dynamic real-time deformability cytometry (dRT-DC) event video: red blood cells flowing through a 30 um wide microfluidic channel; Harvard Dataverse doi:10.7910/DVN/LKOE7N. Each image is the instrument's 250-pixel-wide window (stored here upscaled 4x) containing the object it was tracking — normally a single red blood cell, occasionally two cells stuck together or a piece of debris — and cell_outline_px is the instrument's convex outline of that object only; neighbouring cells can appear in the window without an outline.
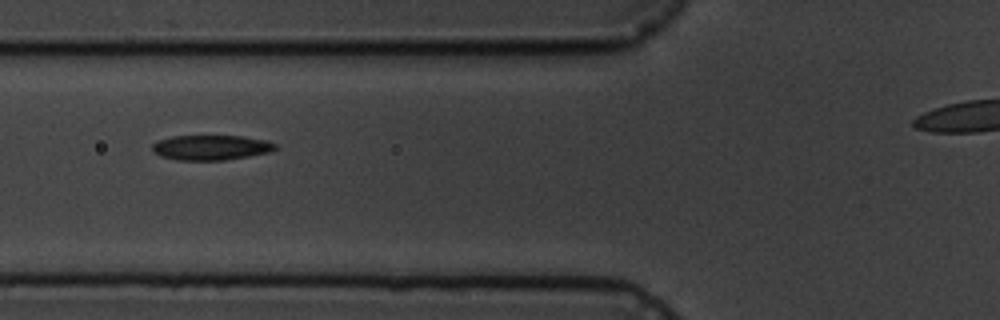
{"species": "common noctule bat (a hibernating species)", "species_latin": "Nyctalus noctula", "temperature_condition": "cold", "stored_images_in_passage": 4, "camera_frame_rate_fps": 3000, "um_per_image_px": 0.085, "animal": {"sex": "male", "body_mass_g": 19.5, "forearm_length_mm": 54.6}, "frame": {"image": 1, "passage_image": 2, "time_ms": 1.333, "image_size_px": [1000, 320], "cell_outline_px": [[276, 148], [268, 152], [248, 156], [224, 160], [176, 160], [160, 156], [152, 152], [152, 144], [156, 140], [172, 136], [244, 136], [268, 140], [276, 144]], "centroid_in_image_um": [17.89, 12.53], "position_along_channel_um": 107.9, "area_um2": 18.03}}
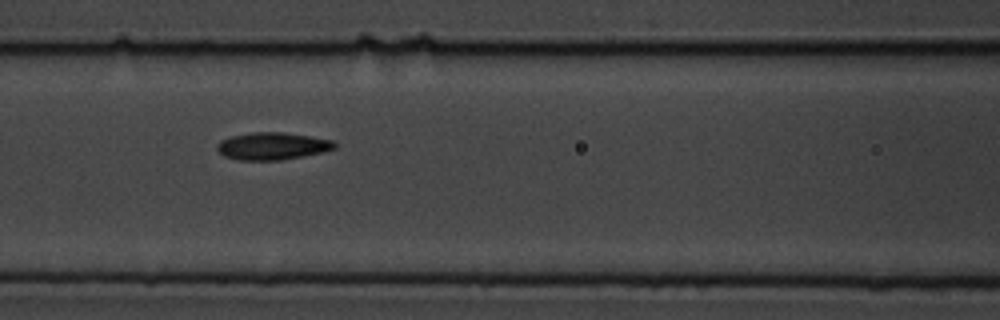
{"frame": {"image": 2, "passage_image": 3, "time_ms": 2.333, "image_size_px": [1000, 320], "cell_outline_px": [[336, 148], [324, 152], [304, 156], [280, 160], [240, 160], [224, 156], [216, 148], [216, 144], [220, 140], [232, 136], [252, 132], [280, 132], [308, 136], [332, 140], [336, 144]], "centroid_in_image_um": [23.14, 12.42], "position_along_channel_um": 143.5, "area_um2": 18.67}}
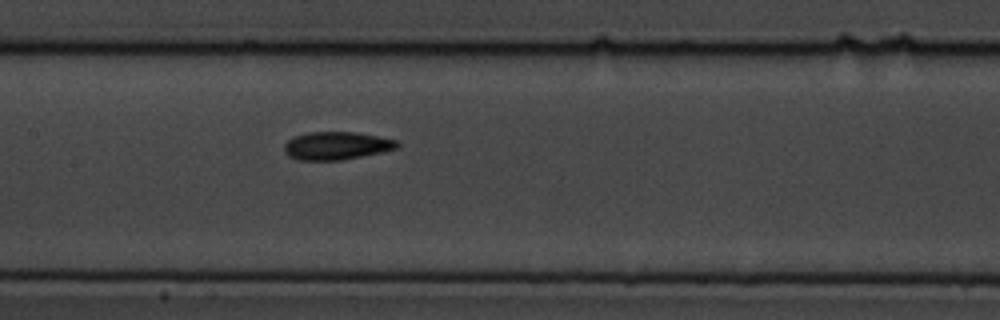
{"frame": {"image": 3, "passage_image": 4, "time_ms": 3.333, "image_size_px": [1000, 320], "cell_outline_px": [[400, 144], [396, 148], [380, 152], [344, 160], [296, 160], [288, 156], [284, 152], [284, 144], [292, 136], [308, 132], [356, 132], [380, 136], [396, 140]], "centroid_in_image_um": [28.56, 12.38], "position_along_channel_um": 178.8, "area_um2": 18.55}}